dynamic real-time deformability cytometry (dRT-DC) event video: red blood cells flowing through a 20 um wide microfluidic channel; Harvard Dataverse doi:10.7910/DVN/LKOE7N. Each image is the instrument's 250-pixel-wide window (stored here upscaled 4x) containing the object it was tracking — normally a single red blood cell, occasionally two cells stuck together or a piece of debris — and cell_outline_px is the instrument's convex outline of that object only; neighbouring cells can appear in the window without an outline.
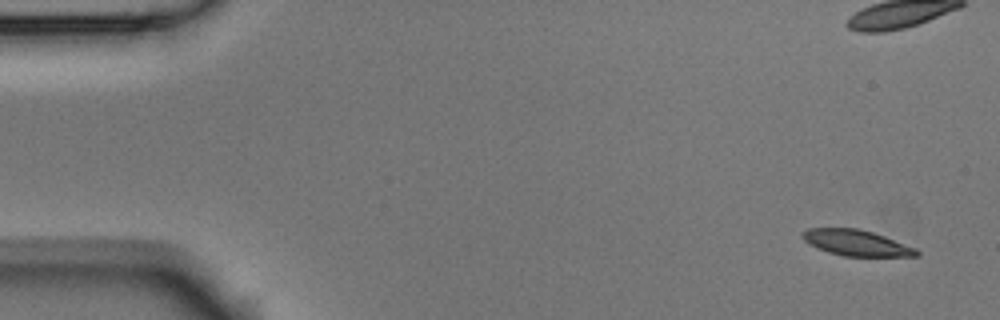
{"species": "Egyptian fruit bat (a non-hibernating species)", "species_latin": "Rousettus aegyptiacus", "temperature_condition": "room temperature", "stored_images_in_passage": 10, "camera_frame_rate_fps": 3000, "um_per_image_px": 0.085, "animal": {"sex": "male"}, "frame": {"image": 1, "passage_image": 1, "time_ms": 0.0, "image_size_px": [1000, 320], "cell_outline_px": [[920, 256], [844, 256], [828, 252], [816, 248], [808, 244], [800, 236], [808, 228], [860, 228], [884, 236], [916, 248], [920, 252]], "centroid_in_image_um": [72.78, 20.64], "position_along_channel_um": 12.2, "area_um2": 17.22}}
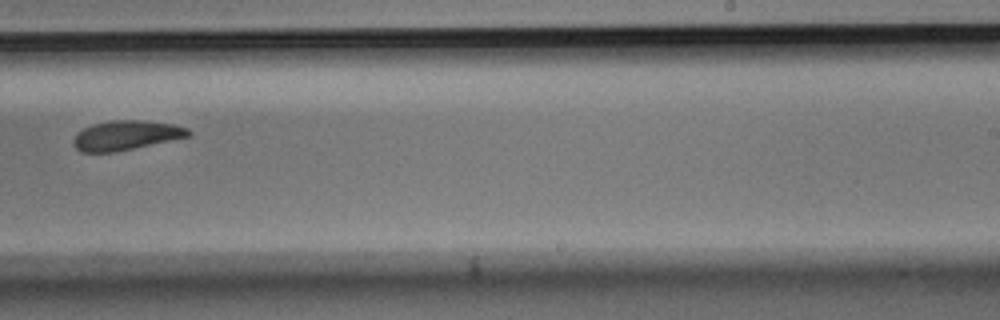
{"frame": {"image": 2, "passage_image": 10, "time_ms": 3.0, "image_size_px": [1000, 320], "cell_outline_px": [[192, 136], [116, 152], [80, 152], [72, 144], [72, 140], [76, 132], [92, 124], [112, 120], [140, 120], [172, 124], [188, 128], [192, 132]], "centroid_in_image_um": [10.71, 11.51], "position_along_channel_um": 278.3, "area_um2": 20.0}}